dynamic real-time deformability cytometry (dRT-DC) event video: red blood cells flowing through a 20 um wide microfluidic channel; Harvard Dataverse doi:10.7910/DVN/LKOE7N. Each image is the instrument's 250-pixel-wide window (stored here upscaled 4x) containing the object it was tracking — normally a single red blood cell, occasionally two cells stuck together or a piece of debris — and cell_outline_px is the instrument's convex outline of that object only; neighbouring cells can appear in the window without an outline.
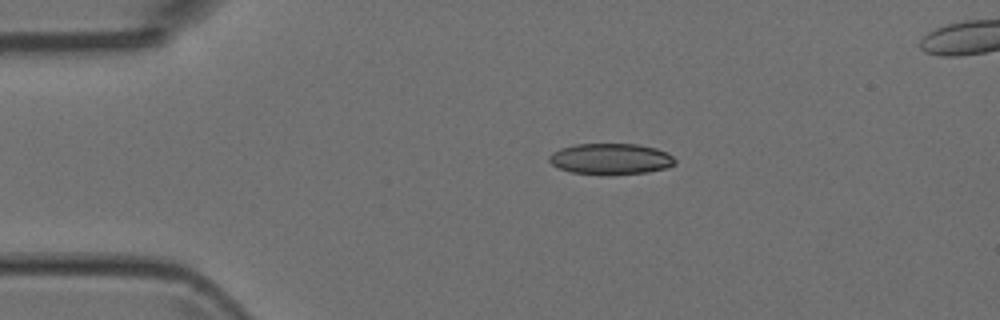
{"species": "Egyptian fruit bat (a non-hibernating species)", "species_latin": "Rousettus aegyptiacus", "temperature_condition": "room temperature", "stored_images_in_passage": 4, "camera_frame_rate_fps": 3000, "um_per_image_px": 0.085, "animal": {"sex": "female"}, "frame": {"image": 1, "passage_image": 2, "time_ms": 0.333, "image_size_px": [1000, 320], "cell_outline_px": [[676, 164], [668, 168], [648, 172], [572, 172], [560, 168], [552, 164], [548, 160], [548, 156], [552, 152], [560, 148], [576, 144], [640, 144], [656, 148], [668, 152], [676, 160]], "centroid_in_image_um": [51.95, 13.46], "position_along_channel_um": 33.1, "area_um2": 22.14}}